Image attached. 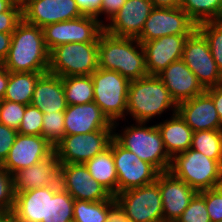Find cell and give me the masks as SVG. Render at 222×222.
<instances>
[{"mask_svg":"<svg viewBox=\"0 0 222 222\" xmlns=\"http://www.w3.org/2000/svg\"><path fill=\"white\" fill-rule=\"evenodd\" d=\"M98 68L116 71L129 81L148 75L142 44L136 38L117 37L105 31L98 38Z\"/></svg>","mask_w":222,"mask_h":222,"instance_id":"cell-1","label":"cell"},{"mask_svg":"<svg viewBox=\"0 0 222 222\" xmlns=\"http://www.w3.org/2000/svg\"><path fill=\"white\" fill-rule=\"evenodd\" d=\"M2 64L9 72H48L49 51L43 29L22 20L12 33L9 53Z\"/></svg>","mask_w":222,"mask_h":222,"instance_id":"cell-2","label":"cell"},{"mask_svg":"<svg viewBox=\"0 0 222 222\" xmlns=\"http://www.w3.org/2000/svg\"><path fill=\"white\" fill-rule=\"evenodd\" d=\"M167 108H173V112L177 113L176 102L157 75H147L130 81L127 114L129 113L136 123L149 122L152 117L161 115Z\"/></svg>","mask_w":222,"mask_h":222,"instance_id":"cell-3","label":"cell"},{"mask_svg":"<svg viewBox=\"0 0 222 222\" xmlns=\"http://www.w3.org/2000/svg\"><path fill=\"white\" fill-rule=\"evenodd\" d=\"M145 124L138 122L137 126L131 125L122 134L113 133V138L159 172L168 171L171 157L165 150L161 133L156 125L147 127Z\"/></svg>","mask_w":222,"mask_h":222,"instance_id":"cell-4","label":"cell"},{"mask_svg":"<svg viewBox=\"0 0 222 222\" xmlns=\"http://www.w3.org/2000/svg\"><path fill=\"white\" fill-rule=\"evenodd\" d=\"M169 171L197 192L219 187L222 166L203 153L189 148L171 158Z\"/></svg>","mask_w":222,"mask_h":222,"instance_id":"cell-5","label":"cell"},{"mask_svg":"<svg viewBox=\"0 0 222 222\" xmlns=\"http://www.w3.org/2000/svg\"><path fill=\"white\" fill-rule=\"evenodd\" d=\"M98 69V42L67 43L49 52L48 73L60 77L92 75Z\"/></svg>","mask_w":222,"mask_h":222,"instance_id":"cell-6","label":"cell"},{"mask_svg":"<svg viewBox=\"0 0 222 222\" xmlns=\"http://www.w3.org/2000/svg\"><path fill=\"white\" fill-rule=\"evenodd\" d=\"M91 78L94 102L112 124H117V119H122L127 113L130 81L116 71L101 68H98Z\"/></svg>","mask_w":222,"mask_h":222,"instance_id":"cell-7","label":"cell"},{"mask_svg":"<svg viewBox=\"0 0 222 222\" xmlns=\"http://www.w3.org/2000/svg\"><path fill=\"white\" fill-rule=\"evenodd\" d=\"M131 222H163V206L158 183L129 189L115 195Z\"/></svg>","mask_w":222,"mask_h":222,"instance_id":"cell-8","label":"cell"},{"mask_svg":"<svg viewBox=\"0 0 222 222\" xmlns=\"http://www.w3.org/2000/svg\"><path fill=\"white\" fill-rule=\"evenodd\" d=\"M102 22L95 16L82 15L73 20L47 25L42 28L46 48L50 52L61 44L98 42L104 31Z\"/></svg>","mask_w":222,"mask_h":222,"instance_id":"cell-9","label":"cell"},{"mask_svg":"<svg viewBox=\"0 0 222 222\" xmlns=\"http://www.w3.org/2000/svg\"><path fill=\"white\" fill-rule=\"evenodd\" d=\"M112 152L118 177L117 194L156 181L159 171L112 138Z\"/></svg>","mask_w":222,"mask_h":222,"instance_id":"cell-10","label":"cell"},{"mask_svg":"<svg viewBox=\"0 0 222 222\" xmlns=\"http://www.w3.org/2000/svg\"><path fill=\"white\" fill-rule=\"evenodd\" d=\"M113 133V130H99L87 134L65 135L54 147L59 163L84 164L109 147Z\"/></svg>","mask_w":222,"mask_h":222,"instance_id":"cell-11","label":"cell"},{"mask_svg":"<svg viewBox=\"0 0 222 222\" xmlns=\"http://www.w3.org/2000/svg\"><path fill=\"white\" fill-rule=\"evenodd\" d=\"M181 59L205 90L220 85L222 74L213 59L207 39L198 29L188 36Z\"/></svg>","mask_w":222,"mask_h":222,"instance_id":"cell-12","label":"cell"},{"mask_svg":"<svg viewBox=\"0 0 222 222\" xmlns=\"http://www.w3.org/2000/svg\"><path fill=\"white\" fill-rule=\"evenodd\" d=\"M196 29L197 24L180 7L154 8L136 39L143 43L166 35H191Z\"/></svg>","mask_w":222,"mask_h":222,"instance_id":"cell-13","label":"cell"},{"mask_svg":"<svg viewBox=\"0 0 222 222\" xmlns=\"http://www.w3.org/2000/svg\"><path fill=\"white\" fill-rule=\"evenodd\" d=\"M59 184L75 200L96 202L115 198L102 184L93 179L82 163L60 164Z\"/></svg>","mask_w":222,"mask_h":222,"instance_id":"cell-14","label":"cell"},{"mask_svg":"<svg viewBox=\"0 0 222 222\" xmlns=\"http://www.w3.org/2000/svg\"><path fill=\"white\" fill-rule=\"evenodd\" d=\"M21 3L23 20L40 28L84 15L75 0H23Z\"/></svg>","mask_w":222,"mask_h":222,"instance_id":"cell-15","label":"cell"},{"mask_svg":"<svg viewBox=\"0 0 222 222\" xmlns=\"http://www.w3.org/2000/svg\"><path fill=\"white\" fill-rule=\"evenodd\" d=\"M54 146L42 135L17 134L9 154L1 165L10 174L45 160L54 153Z\"/></svg>","mask_w":222,"mask_h":222,"instance_id":"cell-16","label":"cell"},{"mask_svg":"<svg viewBox=\"0 0 222 222\" xmlns=\"http://www.w3.org/2000/svg\"><path fill=\"white\" fill-rule=\"evenodd\" d=\"M156 182L161 193L163 222H176L197 191L169 170L159 172Z\"/></svg>","mask_w":222,"mask_h":222,"instance_id":"cell-17","label":"cell"},{"mask_svg":"<svg viewBox=\"0 0 222 222\" xmlns=\"http://www.w3.org/2000/svg\"><path fill=\"white\" fill-rule=\"evenodd\" d=\"M153 9L150 0H126L110 24H104V31L117 37L137 38Z\"/></svg>","mask_w":222,"mask_h":222,"instance_id":"cell-18","label":"cell"},{"mask_svg":"<svg viewBox=\"0 0 222 222\" xmlns=\"http://www.w3.org/2000/svg\"><path fill=\"white\" fill-rule=\"evenodd\" d=\"M112 124L94 102L68 105L64 111L65 135L87 134L99 130H114Z\"/></svg>","mask_w":222,"mask_h":222,"instance_id":"cell-19","label":"cell"},{"mask_svg":"<svg viewBox=\"0 0 222 222\" xmlns=\"http://www.w3.org/2000/svg\"><path fill=\"white\" fill-rule=\"evenodd\" d=\"M188 36L190 35H166L141 43L148 75H158L172 62L180 60Z\"/></svg>","mask_w":222,"mask_h":222,"instance_id":"cell-20","label":"cell"},{"mask_svg":"<svg viewBox=\"0 0 222 222\" xmlns=\"http://www.w3.org/2000/svg\"><path fill=\"white\" fill-rule=\"evenodd\" d=\"M177 113L194 132L222 130L213 99L206 92L177 104Z\"/></svg>","mask_w":222,"mask_h":222,"instance_id":"cell-21","label":"cell"},{"mask_svg":"<svg viewBox=\"0 0 222 222\" xmlns=\"http://www.w3.org/2000/svg\"><path fill=\"white\" fill-rule=\"evenodd\" d=\"M157 76L164 83L176 104L192 99L205 92L197 76L182 59L172 62Z\"/></svg>","mask_w":222,"mask_h":222,"instance_id":"cell-22","label":"cell"},{"mask_svg":"<svg viewBox=\"0 0 222 222\" xmlns=\"http://www.w3.org/2000/svg\"><path fill=\"white\" fill-rule=\"evenodd\" d=\"M59 160L54 152L50 157L13 174L15 194L31 189L59 185Z\"/></svg>","mask_w":222,"mask_h":222,"instance_id":"cell-23","label":"cell"},{"mask_svg":"<svg viewBox=\"0 0 222 222\" xmlns=\"http://www.w3.org/2000/svg\"><path fill=\"white\" fill-rule=\"evenodd\" d=\"M31 104L43 113L65 111L68 104L62 77L48 72L43 74L35 85Z\"/></svg>","mask_w":222,"mask_h":222,"instance_id":"cell-24","label":"cell"},{"mask_svg":"<svg viewBox=\"0 0 222 222\" xmlns=\"http://www.w3.org/2000/svg\"><path fill=\"white\" fill-rule=\"evenodd\" d=\"M10 217L15 222H47V186L16 193Z\"/></svg>","mask_w":222,"mask_h":222,"instance_id":"cell-25","label":"cell"},{"mask_svg":"<svg viewBox=\"0 0 222 222\" xmlns=\"http://www.w3.org/2000/svg\"><path fill=\"white\" fill-rule=\"evenodd\" d=\"M172 116L170 120L156 124L161 133L165 150L171 158L191 147L194 133L178 113H173Z\"/></svg>","mask_w":222,"mask_h":222,"instance_id":"cell-26","label":"cell"},{"mask_svg":"<svg viewBox=\"0 0 222 222\" xmlns=\"http://www.w3.org/2000/svg\"><path fill=\"white\" fill-rule=\"evenodd\" d=\"M94 180L102 184L113 196L117 194V173L112 152V139L109 147L84 163Z\"/></svg>","mask_w":222,"mask_h":222,"instance_id":"cell-27","label":"cell"},{"mask_svg":"<svg viewBox=\"0 0 222 222\" xmlns=\"http://www.w3.org/2000/svg\"><path fill=\"white\" fill-rule=\"evenodd\" d=\"M47 72H9L4 100L31 104L38 79Z\"/></svg>","mask_w":222,"mask_h":222,"instance_id":"cell-28","label":"cell"},{"mask_svg":"<svg viewBox=\"0 0 222 222\" xmlns=\"http://www.w3.org/2000/svg\"><path fill=\"white\" fill-rule=\"evenodd\" d=\"M74 202L60 184L47 186V222H73Z\"/></svg>","mask_w":222,"mask_h":222,"instance_id":"cell-29","label":"cell"},{"mask_svg":"<svg viewBox=\"0 0 222 222\" xmlns=\"http://www.w3.org/2000/svg\"><path fill=\"white\" fill-rule=\"evenodd\" d=\"M182 8L198 25L222 20V0H180Z\"/></svg>","mask_w":222,"mask_h":222,"instance_id":"cell-30","label":"cell"},{"mask_svg":"<svg viewBox=\"0 0 222 222\" xmlns=\"http://www.w3.org/2000/svg\"><path fill=\"white\" fill-rule=\"evenodd\" d=\"M65 99L68 105L94 101L91 75L62 77Z\"/></svg>","mask_w":222,"mask_h":222,"instance_id":"cell-31","label":"cell"},{"mask_svg":"<svg viewBox=\"0 0 222 222\" xmlns=\"http://www.w3.org/2000/svg\"><path fill=\"white\" fill-rule=\"evenodd\" d=\"M190 148L216 160L222 166V130L194 132Z\"/></svg>","mask_w":222,"mask_h":222,"instance_id":"cell-32","label":"cell"},{"mask_svg":"<svg viewBox=\"0 0 222 222\" xmlns=\"http://www.w3.org/2000/svg\"><path fill=\"white\" fill-rule=\"evenodd\" d=\"M109 215V200L84 201L75 200L73 222H107Z\"/></svg>","mask_w":222,"mask_h":222,"instance_id":"cell-33","label":"cell"},{"mask_svg":"<svg viewBox=\"0 0 222 222\" xmlns=\"http://www.w3.org/2000/svg\"><path fill=\"white\" fill-rule=\"evenodd\" d=\"M197 29L207 39L213 59L222 74V20L200 23Z\"/></svg>","mask_w":222,"mask_h":222,"instance_id":"cell-34","label":"cell"},{"mask_svg":"<svg viewBox=\"0 0 222 222\" xmlns=\"http://www.w3.org/2000/svg\"><path fill=\"white\" fill-rule=\"evenodd\" d=\"M42 136L54 147L64 138V111L44 113Z\"/></svg>","mask_w":222,"mask_h":222,"instance_id":"cell-35","label":"cell"},{"mask_svg":"<svg viewBox=\"0 0 222 222\" xmlns=\"http://www.w3.org/2000/svg\"><path fill=\"white\" fill-rule=\"evenodd\" d=\"M15 190L13 175L0 166V215L10 216L14 207Z\"/></svg>","mask_w":222,"mask_h":222,"instance_id":"cell-36","label":"cell"},{"mask_svg":"<svg viewBox=\"0 0 222 222\" xmlns=\"http://www.w3.org/2000/svg\"><path fill=\"white\" fill-rule=\"evenodd\" d=\"M44 113L32 104L26 105L23 120L18 127L22 135H42V119Z\"/></svg>","mask_w":222,"mask_h":222,"instance_id":"cell-37","label":"cell"},{"mask_svg":"<svg viewBox=\"0 0 222 222\" xmlns=\"http://www.w3.org/2000/svg\"><path fill=\"white\" fill-rule=\"evenodd\" d=\"M26 105L12 101H0V123L18 130L23 120Z\"/></svg>","mask_w":222,"mask_h":222,"instance_id":"cell-38","label":"cell"},{"mask_svg":"<svg viewBox=\"0 0 222 222\" xmlns=\"http://www.w3.org/2000/svg\"><path fill=\"white\" fill-rule=\"evenodd\" d=\"M176 222H211L204 197L197 192Z\"/></svg>","mask_w":222,"mask_h":222,"instance_id":"cell-39","label":"cell"},{"mask_svg":"<svg viewBox=\"0 0 222 222\" xmlns=\"http://www.w3.org/2000/svg\"><path fill=\"white\" fill-rule=\"evenodd\" d=\"M205 199L208 215L211 222L222 220V190L220 187L199 192Z\"/></svg>","mask_w":222,"mask_h":222,"instance_id":"cell-40","label":"cell"},{"mask_svg":"<svg viewBox=\"0 0 222 222\" xmlns=\"http://www.w3.org/2000/svg\"><path fill=\"white\" fill-rule=\"evenodd\" d=\"M22 20V3L16 1L7 11L0 13V32L13 33Z\"/></svg>","mask_w":222,"mask_h":222,"instance_id":"cell-41","label":"cell"},{"mask_svg":"<svg viewBox=\"0 0 222 222\" xmlns=\"http://www.w3.org/2000/svg\"><path fill=\"white\" fill-rule=\"evenodd\" d=\"M18 131L0 123V166L6 160Z\"/></svg>","mask_w":222,"mask_h":222,"instance_id":"cell-42","label":"cell"},{"mask_svg":"<svg viewBox=\"0 0 222 222\" xmlns=\"http://www.w3.org/2000/svg\"><path fill=\"white\" fill-rule=\"evenodd\" d=\"M75 2L84 15L95 16L98 19L102 0H75Z\"/></svg>","mask_w":222,"mask_h":222,"instance_id":"cell-43","label":"cell"},{"mask_svg":"<svg viewBox=\"0 0 222 222\" xmlns=\"http://www.w3.org/2000/svg\"><path fill=\"white\" fill-rule=\"evenodd\" d=\"M107 222H131L127 220L123 208L118 204L115 198L109 200V215Z\"/></svg>","mask_w":222,"mask_h":222,"instance_id":"cell-44","label":"cell"},{"mask_svg":"<svg viewBox=\"0 0 222 222\" xmlns=\"http://www.w3.org/2000/svg\"><path fill=\"white\" fill-rule=\"evenodd\" d=\"M126 0H102L101 8H100V15L107 14L108 19L110 20L113 15H115Z\"/></svg>","mask_w":222,"mask_h":222,"instance_id":"cell-45","label":"cell"},{"mask_svg":"<svg viewBox=\"0 0 222 222\" xmlns=\"http://www.w3.org/2000/svg\"><path fill=\"white\" fill-rule=\"evenodd\" d=\"M205 92L213 99L216 111L218 112L219 118L222 122V87L217 85L206 89Z\"/></svg>","mask_w":222,"mask_h":222,"instance_id":"cell-46","label":"cell"},{"mask_svg":"<svg viewBox=\"0 0 222 222\" xmlns=\"http://www.w3.org/2000/svg\"><path fill=\"white\" fill-rule=\"evenodd\" d=\"M12 33H1L0 32V64H2L9 53L11 46Z\"/></svg>","mask_w":222,"mask_h":222,"instance_id":"cell-47","label":"cell"},{"mask_svg":"<svg viewBox=\"0 0 222 222\" xmlns=\"http://www.w3.org/2000/svg\"><path fill=\"white\" fill-rule=\"evenodd\" d=\"M8 80L9 71L3 66V64H0V101L4 99Z\"/></svg>","mask_w":222,"mask_h":222,"instance_id":"cell-48","label":"cell"},{"mask_svg":"<svg viewBox=\"0 0 222 222\" xmlns=\"http://www.w3.org/2000/svg\"><path fill=\"white\" fill-rule=\"evenodd\" d=\"M154 8H177L180 0H150Z\"/></svg>","mask_w":222,"mask_h":222,"instance_id":"cell-49","label":"cell"},{"mask_svg":"<svg viewBox=\"0 0 222 222\" xmlns=\"http://www.w3.org/2000/svg\"><path fill=\"white\" fill-rule=\"evenodd\" d=\"M17 0H0V13L7 11Z\"/></svg>","mask_w":222,"mask_h":222,"instance_id":"cell-50","label":"cell"},{"mask_svg":"<svg viewBox=\"0 0 222 222\" xmlns=\"http://www.w3.org/2000/svg\"><path fill=\"white\" fill-rule=\"evenodd\" d=\"M0 222H15L10 216H1Z\"/></svg>","mask_w":222,"mask_h":222,"instance_id":"cell-51","label":"cell"},{"mask_svg":"<svg viewBox=\"0 0 222 222\" xmlns=\"http://www.w3.org/2000/svg\"><path fill=\"white\" fill-rule=\"evenodd\" d=\"M219 187H220L221 190H222V178H221V181H220Z\"/></svg>","mask_w":222,"mask_h":222,"instance_id":"cell-52","label":"cell"},{"mask_svg":"<svg viewBox=\"0 0 222 222\" xmlns=\"http://www.w3.org/2000/svg\"><path fill=\"white\" fill-rule=\"evenodd\" d=\"M220 86L222 87V75H221V82H220Z\"/></svg>","mask_w":222,"mask_h":222,"instance_id":"cell-53","label":"cell"}]
</instances>
